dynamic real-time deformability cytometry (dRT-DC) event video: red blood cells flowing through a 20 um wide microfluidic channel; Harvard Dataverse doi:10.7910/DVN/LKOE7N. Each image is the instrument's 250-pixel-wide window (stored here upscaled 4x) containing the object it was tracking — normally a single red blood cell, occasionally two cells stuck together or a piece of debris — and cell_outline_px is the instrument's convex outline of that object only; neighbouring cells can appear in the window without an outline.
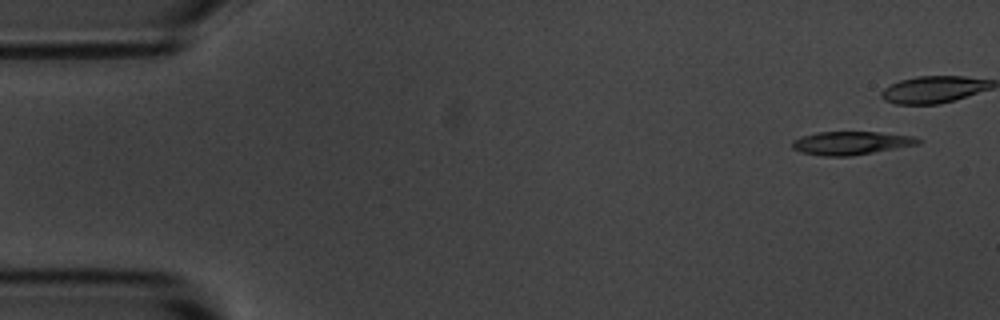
{"species": "common noctule bat (a hibernating species)", "species_latin": "Nyctalus noctula", "temperature_condition": "room temperature", "stored_images_in_passage": 5, "camera_frame_rate_fps": 3000, "um_per_image_px": 0.085, "animal": {"sex": "male", "body_mass_g": 20.1, "forearm_length_mm": 53.5}, "frame": {"image": 1, "passage_image": 1, "time_ms": 0.0, "image_size_px": [1000, 320], "cell_outline_px": [[920, 144], [852, 156], [820, 156], [800, 152], [792, 148], [792, 140], [816, 132], [880, 132], [912, 136], [920, 140]], "centroid_in_image_um": [72.31, 12.16], "position_along_channel_um": 12.7, "area_um2": 17.11}}
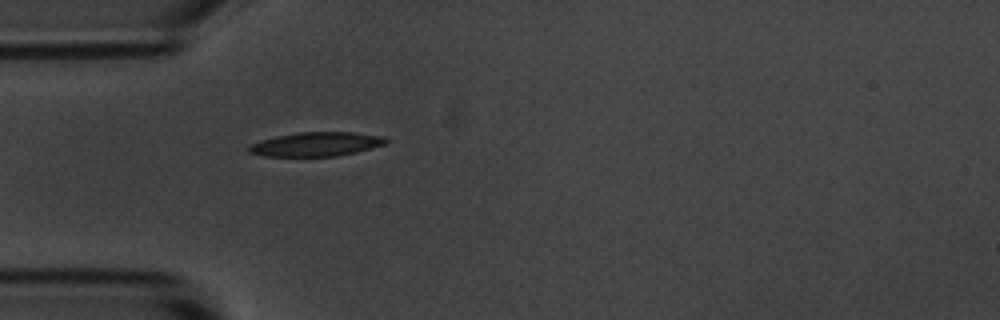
{"frame": {"image": 2, "passage_image": 5, "time_ms": 5.333, "image_size_px": [1000, 320], "cell_outline_px": [[388, 144], [356, 152], [336, 156], [264, 156], [248, 152], [248, 144], [260, 140], [276, 136], [300, 132], [352, 132], [380, 136], [388, 140]], "centroid_in_image_um": [26.85, 12.26], "position_along_channel_um": 58.1, "area_um2": 19.25}}